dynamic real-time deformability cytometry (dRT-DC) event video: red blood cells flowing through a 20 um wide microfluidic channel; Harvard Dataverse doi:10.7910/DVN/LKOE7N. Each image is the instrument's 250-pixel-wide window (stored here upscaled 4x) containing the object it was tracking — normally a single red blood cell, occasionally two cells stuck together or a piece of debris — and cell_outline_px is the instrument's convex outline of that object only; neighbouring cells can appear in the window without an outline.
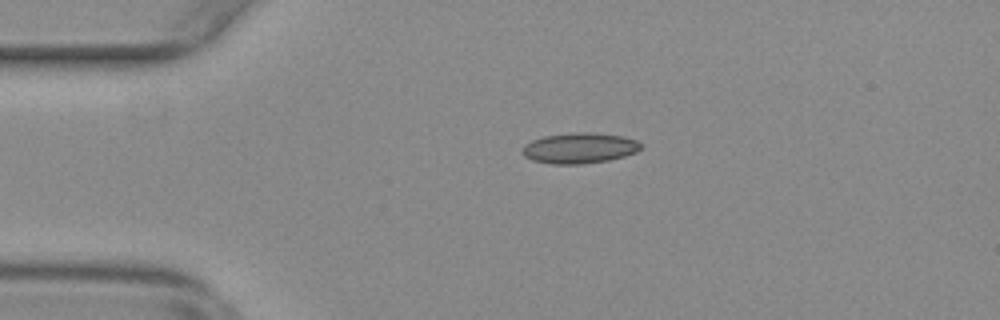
{"species": "common noctule bat (a hibernating species)", "species_latin": "Nyctalus noctula", "temperature_condition": "warm", "stored_images_in_passage": 33, "camera_frame_rate_fps": 3000, "um_per_image_px": 0.085, "animal": {"sex": "female", "body_mass_g": 29.2, "forearm_length_mm": 56.3}, "frame": {"image": 1, "passage_image": 1, "time_ms": 0.0, "image_size_px": [1000, 320], "cell_outline_px": [[640, 148], [636, 152], [624, 156], [608, 160], [580, 164], [552, 164], [532, 160], [524, 156], [520, 152], [524, 144], [532, 140], [544, 136], [576, 132], [588, 132], [624, 136], [636, 140], [640, 144]], "centroid_in_image_um": [49.21, 12.58], "position_along_channel_um": 35.8, "area_um2": 21.1}}
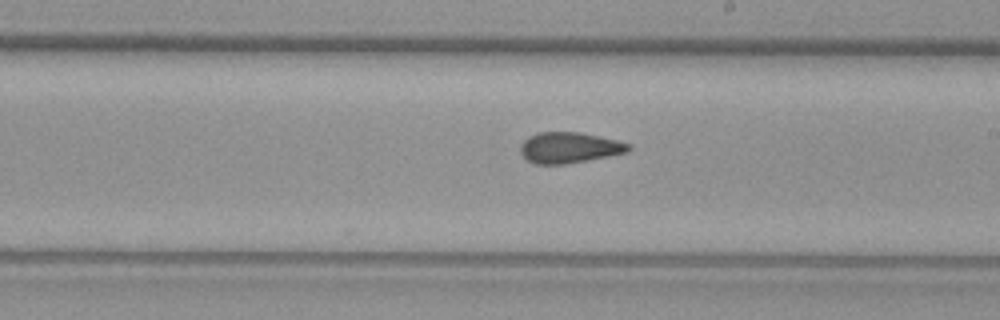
{"frame": {"image": 2, "passage_image": 20, "time_ms": 6.333, "image_size_px": [1000, 320], "cell_outline_px": [[632, 148], [628, 152], [588, 160], [564, 164], [536, 164], [528, 160], [520, 152], [520, 144], [528, 136], [536, 132], [580, 132], [616, 140], [632, 144]], "centroid_in_image_um": [48.39, 12.54], "position_along_channel_um": 240.6, "area_um2": 19.48}}
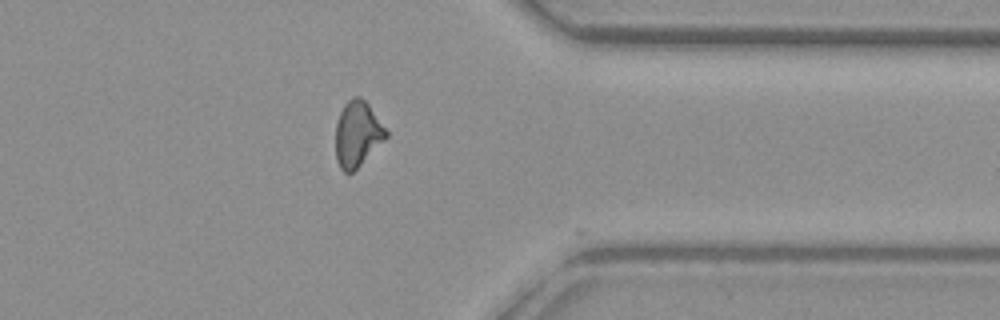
{"frame": {"image": 3, "passage_image": 32, "time_ms": 10.333, "image_size_px": [1000, 320], "cell_outline_px": [[388, 136], [352, 172], [344, 172], [340, 168], [336, 160], [336, 124], [340, 112], [344, 104], [352, 96], [360, 96], [368, 104], [388, 132]], "centroid_in_image_um": [30.36, 11.36], "position_along_channel_um": 381.0, "area_um2": 18.96}, "authors_computed_cell_mechanics": {"area_um2": 19.5942, "velocity_mm_per_s": 3.7909, "shape_relaxation_time_tau1_ms": null, "shape_relaxation_time_tau2_ms": 1.9143, "deformation_change_tau1": null, "deformation_change_tau2": 0.0809}}